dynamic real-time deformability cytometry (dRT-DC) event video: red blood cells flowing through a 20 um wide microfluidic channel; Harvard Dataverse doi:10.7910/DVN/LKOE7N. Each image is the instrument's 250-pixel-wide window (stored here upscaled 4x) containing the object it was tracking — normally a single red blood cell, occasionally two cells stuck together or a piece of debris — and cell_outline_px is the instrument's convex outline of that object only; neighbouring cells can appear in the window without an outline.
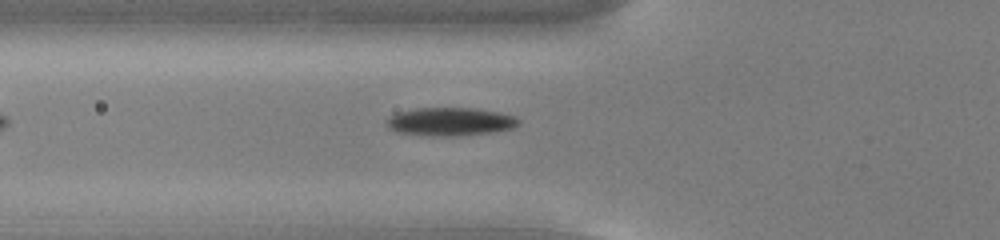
{"species": "common noctule bat (a hibernating species)", "species_latin": "Nyctalus noctula", "temperature_condition": "cold", "stored_images_in_passage": 21, "camera_frame_rate_fps": 3000, "um_per_image_px": 0.085, "animal": {"sex": "male", "body_mass_g": 13.0, "forearm_length_mm": 53.1}, "frame": {"image": 1, "passage_image": 4, "time_ms": 1.0, "image_size_px": [1000, 240], "cell_outline_px": [[520, 124], [512, 128], [492, 132], [464, 136], [432, 136], [396, 132], [388, 128], [384, 120], [388, 116], [396, 112], [416, 108], [472, 108], [496, 112], [516, 116], [520, 120]], "centroid_in_image_um": [38.22, 10.35], "position_along_channel_um": 87.6, "area_um2": 22.02}}
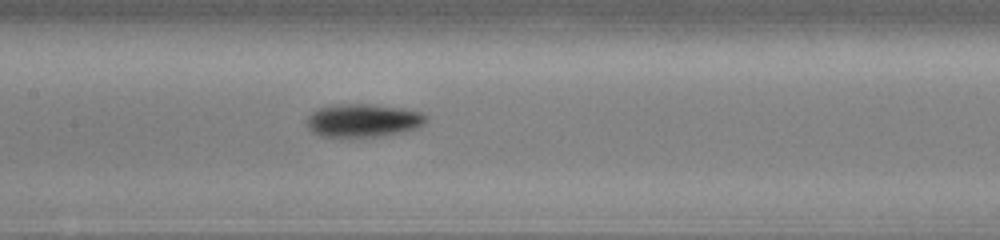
{"frame": {"image": 2, "passage_image": 11, "time_ms": 3.333, "image_size_px": [1000, 240], "cell_outline_px": [[428, 120], [424, 124], [416, 128], [404, 132], [380, 136], [320, 136], [312, 132], [308, 128], [308, 116], [312, 112], [320, 108], [336, 104], [368, 104], [400, 108], [420, 112], [428, 116]], "centroid_in_image_um": [30.89, 10.24], "position_along_channel_um": 176.5, "area_um2": 22.83}}
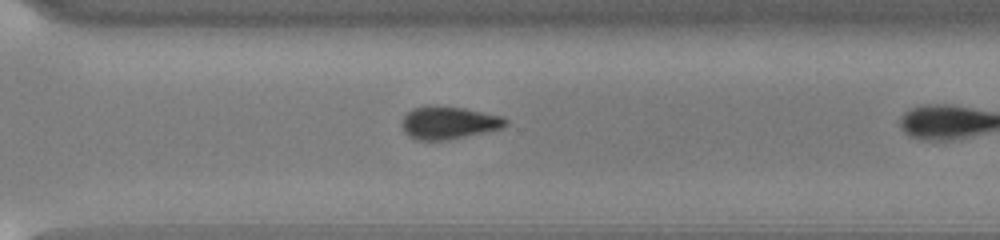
{"frame": {"image": 3, "passage_image": 20, "time_ms": 6.333, "image_size_px": [1000, 240], "cell_outline_px": [[508, 124], [504, 128], [448, 140], [416, 140], [408, 136], [400, 128], [400, 120], [412, 108], [428, 104], [436, 104], [464, 108], [504, 116], [508, 120]], "centroid_in_image_um": [38.11, 10.41], "position_along_channel_um": 332.5, "area_um2": 20.46}}